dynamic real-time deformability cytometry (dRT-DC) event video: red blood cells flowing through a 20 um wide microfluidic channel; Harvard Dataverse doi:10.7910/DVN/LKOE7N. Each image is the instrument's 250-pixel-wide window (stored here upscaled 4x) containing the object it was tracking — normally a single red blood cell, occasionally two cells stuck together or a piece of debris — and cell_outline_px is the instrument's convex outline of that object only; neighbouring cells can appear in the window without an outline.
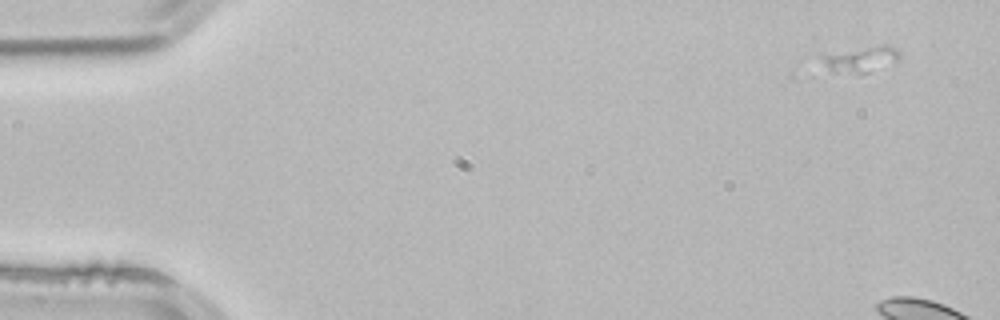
{"species": "common noctule bat (a hibernating species)", "species_latin": "Nyctalus noctula", "temperature_condition": "room temperature", "stored_images_in_passage": 5, "camera_frame_rate_fps": 3000, "um_per_image_px": 0.085, "animal": {"sex": "male", "body_mass_g": 21.5, "forearm_length_mm": 52.0}, "frame": {"image": 1, "passage_image": 1, "time_ms": 0.0, "image_size_px": [1000, 320], "cell_outline_px": [[900, 56], [896, 60], [868, 72], [832, 72], [828, 68], [820, 56], [820, 52], [884, 44], [888, 44], [896, 48], [900, 52]], "centroid_in_image_um": [73.1, 4.96], "position_along_channel_um": 11.9, "area_um2": 11.79}}